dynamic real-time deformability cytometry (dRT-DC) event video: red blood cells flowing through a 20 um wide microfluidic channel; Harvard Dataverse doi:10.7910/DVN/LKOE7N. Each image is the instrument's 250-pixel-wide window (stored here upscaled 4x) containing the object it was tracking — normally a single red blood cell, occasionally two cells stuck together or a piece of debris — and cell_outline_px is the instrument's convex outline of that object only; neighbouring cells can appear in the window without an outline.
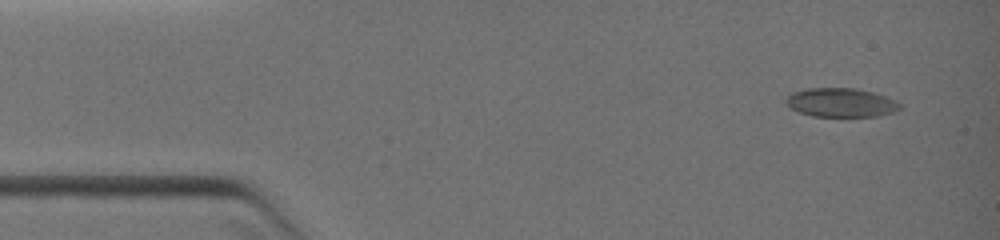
{"species": "common noctule bat (a hibernating species)", "species_latin": "Nyctalus noctula", "temperature_condition": "warm", "stored_images_in_passage": 4, "camera_frame_rate_fps": 3000, "um_per_image_px": 0.085, "animal": {"sex": "female", "body_mass_g": 19.0, "forearm_length_mm": 51.5}, "frame": {"image": 1, "passage_image": 1, "time_ms": 0.0, "image_size_px": [1000, 240], "cell_outline_px": [[900, 108], [892, 112], [876, 116], [812, 116], [800, 112], [792, 108], [784, 100], [792, 92], [808, 88], [856, 88], [872, 92], [896, 100], [900, 104]], "centroid_in_image_um": [71.47, 8.71], "position_along_channel_um": 13.5, "area_um2": 18.96}}
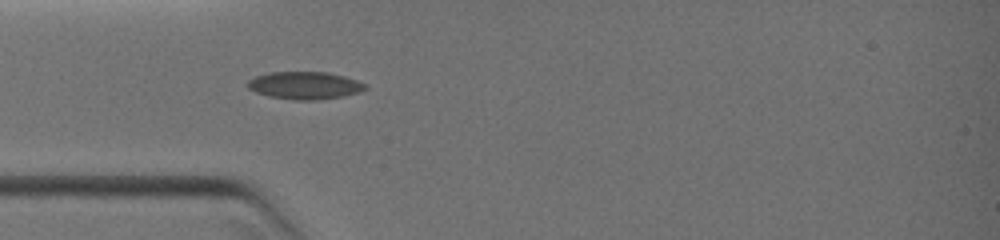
{"frame": {"image": 2, "passage_image": 4, "time_ms": 3.0, "image_size_px": [1000, 240], "cell_outline_px": [[368, 88], [360, 92], [344, 96], [316, 100], [292, 100], [268, 96], [256, 92], [248, 88], [248, 80], [256, 76], [268, 72], [328, 72], [344, 76], [356, 80], [364, 84]], "centroid_in_image_um": [25.9, 7.26], "position_along_channel_um": 59.1, "area_um2": 18.9}}